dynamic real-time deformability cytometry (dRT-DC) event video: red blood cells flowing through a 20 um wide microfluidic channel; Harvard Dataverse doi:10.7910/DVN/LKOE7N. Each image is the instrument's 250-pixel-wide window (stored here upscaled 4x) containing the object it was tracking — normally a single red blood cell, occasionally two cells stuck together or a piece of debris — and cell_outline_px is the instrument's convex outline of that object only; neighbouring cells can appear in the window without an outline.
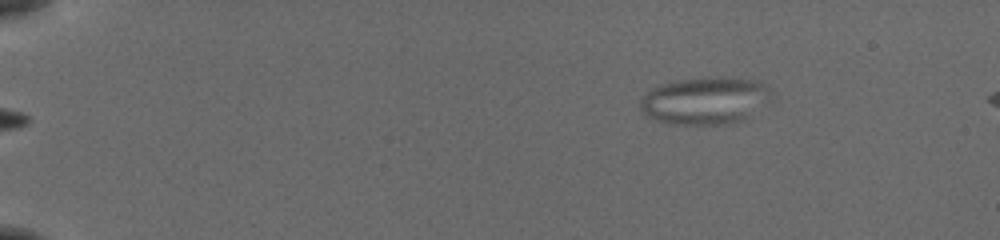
{"species": "common noctule bat (a hibernating species)", "species_latin": "Nyctalus noctula", "temperature_condition": "cold", "stored_images_in_passage": 9, "camera_frame_rate_fps": 3000, "um_per_image_px": 0.085, "animal": {"sex": "female", "body_mass_g": 19.5, "forearm_length_mm": 54.1}, "frame": {"image": 1, "passage_image": 1, "time_ms": 0.0, "image_size_px": [1000, 240], "cell_outline_px": [[760, 84], [740, 116], [736, 120], [716, 124], [676, 124], [656, 120], [644, 108], [644, 96], [648, 92], [656, 88], [680, 80], [748, 80]], "centroid_in_image_um": [59.49, 8.6], "position_along_channel_um": 25.5, "area_um2": 29.94}}